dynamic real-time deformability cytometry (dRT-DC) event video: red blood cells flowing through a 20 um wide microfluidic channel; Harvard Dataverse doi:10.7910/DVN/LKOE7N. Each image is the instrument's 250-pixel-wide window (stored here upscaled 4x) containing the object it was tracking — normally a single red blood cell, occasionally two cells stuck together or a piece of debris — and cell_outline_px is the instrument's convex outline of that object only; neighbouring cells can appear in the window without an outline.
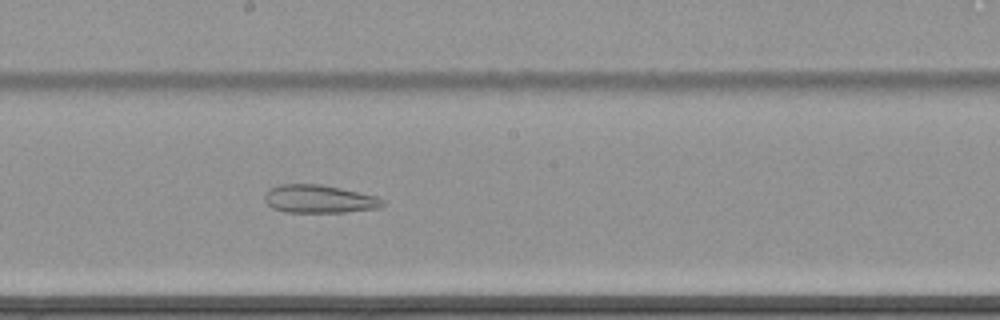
{"species": "common noctule bat (a hibernating species)", "species_latin": "Nyctalus noctula", "temperature_condition": "cold", "stored_images_in_passage": 60, "camera_frame_rate_fps": 3000, "um_per_image_px": 0.085, "animal": {"sex": "female", "body_mass_g": 22.7, "forearm_length_mm": 54.2}, "frame": {"image": 1, "passage_image": 39, "time_ms": 12.667, "image_size_px": [1000, 320], "cell_outline_px": [[388, 204], [380, 208], [344, 212], [284, 212], [272, 208], [264, 200], [264, 192], [268, 188], [280, 184], [320, 184], [340, 188], [376, 196], [384, 200]], "centroid_in_image_um": [27.12, 16.91], "position_along_channel_um": 221.1, "area_um2": 19.54}}
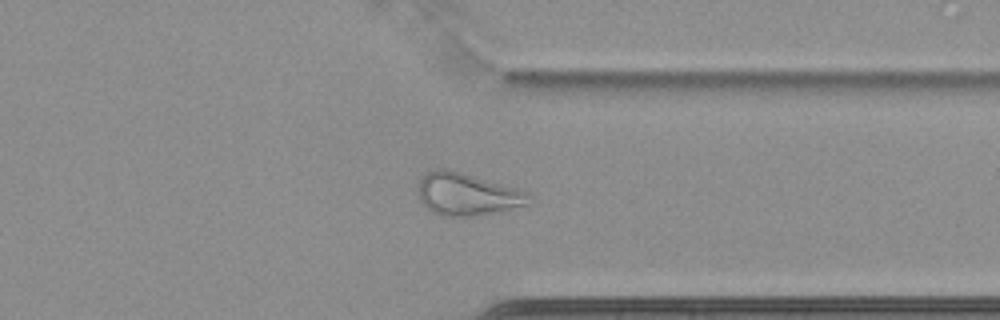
{"frame": {"image": 2, "passage_image": 52, "time_ms": 17.0, "image_size_px": [1000, 320], "cell_outline_px": [[532, 204], [496, 212], [472, 216], [440, 216], [432, 212], [420, 200], [416, 192], [416, 184], [428, 172], [436, 168], [444, 168], [460, 172], [528, 192], [532, 196]], "centroid_in_image_um": [39.69, 16.52], "position_along_channel_um": 371.7, "area_um2": 27.4}}
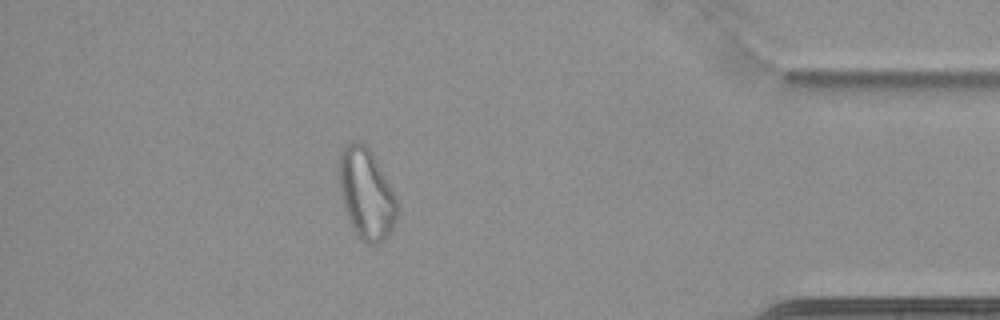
{"frame": {"image": 3, "passage_image": 58, "time_ms": 19.0, "image_size_px": [1000, 320], "cell_outline_px": [[400, 212], [392, 232], [384, 240], [376, 244], [368, 244], [360, 240], [352, 232], [344, 208], [340, 192], [336, 172], [336, 164], [340, 152], [352, 140], [356, 140], [364, 144], [372, 152], [396, 196]], "centroid_in_image_um": [31.12, 16.5], "position_along_channel_um": 404.1, "area_um2": 31.85}}